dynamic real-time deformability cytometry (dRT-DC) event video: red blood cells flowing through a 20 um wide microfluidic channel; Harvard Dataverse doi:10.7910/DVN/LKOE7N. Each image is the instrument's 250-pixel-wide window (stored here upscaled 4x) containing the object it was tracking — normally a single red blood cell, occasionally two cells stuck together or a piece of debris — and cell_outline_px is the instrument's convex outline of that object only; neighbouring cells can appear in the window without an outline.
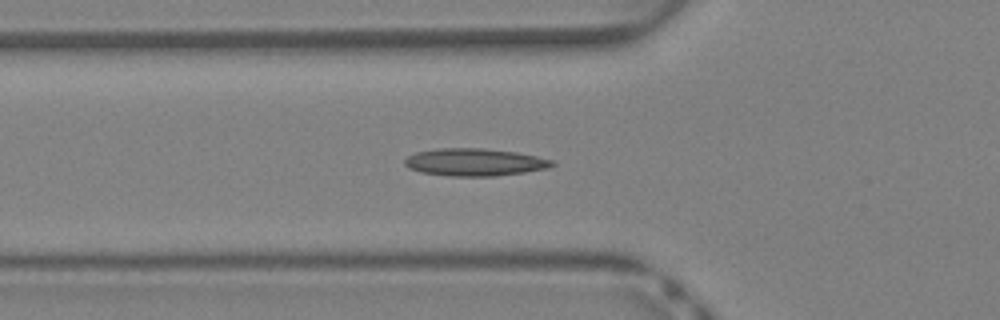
{"species": "Egyptian fruit bat (a non-hibernating species)", "species_latin": "Rousettus aegyptiacus", "temperature_condition": "warm", "stored_images_in_passage": 41, "camera_frame_rate_fps": 3000, "um_per_image_px": 0.085, "animal": {"sex": "female"}, "frame": {"image": 1, "passage_image": 14, "time_ms": 4.333, "image_size_px": [1000, 320], "cell_outline_px": [[556, 164], [548, 168], [524, 172], [496, 176], [452, 176], [420, 172], [408, 168], [404, 164], [404, 160], [408, 156], [416, 152], [436, 148], [484, 148], [516, 152], [556, 160]], "centroid_in_image_um": [40.36, 13.78], "position_along_channel_um": 85.4, "area_um2": 23.76}}
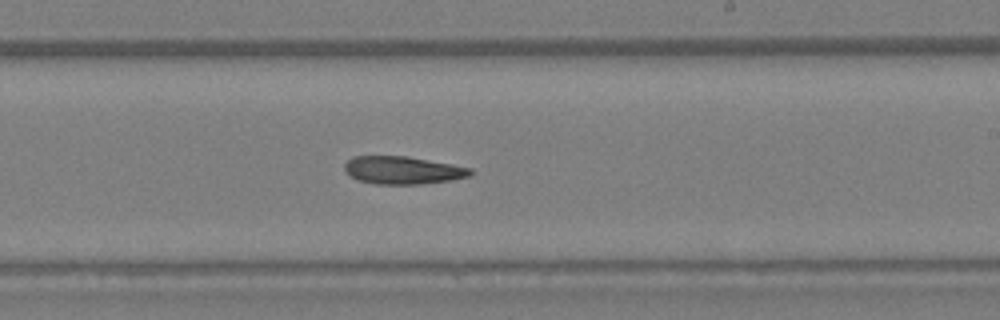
{"frame": {"image": 2, "passage_image": 24, "time_ms": 7.667, "image_size_px": [1000, 320], "cell_outline_px": [[472, 176], [452, 180], [420, 184], [376, 184], [360, 180], [352, 176], [344, 168], [344, 164], [352, 156], [408, 156], [452, 164], [472, 168]], "centroid_in_image_um": [34.28, 14.46], "position_along_channel_um": 254.7, "area_um2": 20.35}}
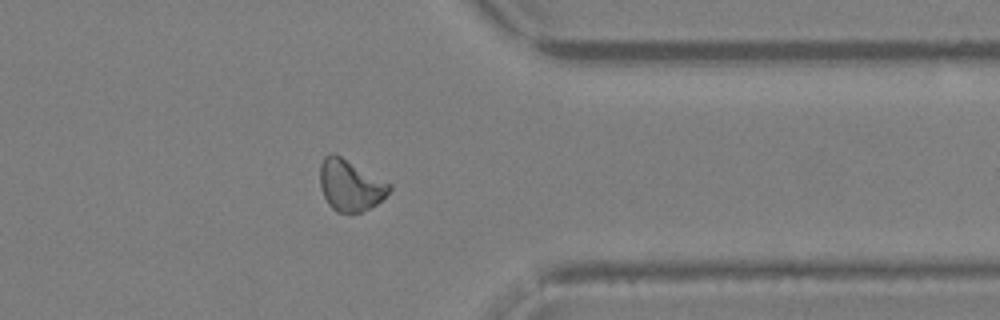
{"frame": {"image": 3, "passage_image": 32, "time_ms": 10.333, "image_size_px": [1000, 320], "cell_outline_px": [[392, 188], [376, 204], [360, 212], [336, 212], [328, 204], [320, 188], [320, 164], [324, 156], [328, 152], [332, 152], [340, 156], [392, 184]], "centroid_in_image_um": [29.74, 15.73], "position_along_channel_um": 381.7, "area_um2": 20.58}}